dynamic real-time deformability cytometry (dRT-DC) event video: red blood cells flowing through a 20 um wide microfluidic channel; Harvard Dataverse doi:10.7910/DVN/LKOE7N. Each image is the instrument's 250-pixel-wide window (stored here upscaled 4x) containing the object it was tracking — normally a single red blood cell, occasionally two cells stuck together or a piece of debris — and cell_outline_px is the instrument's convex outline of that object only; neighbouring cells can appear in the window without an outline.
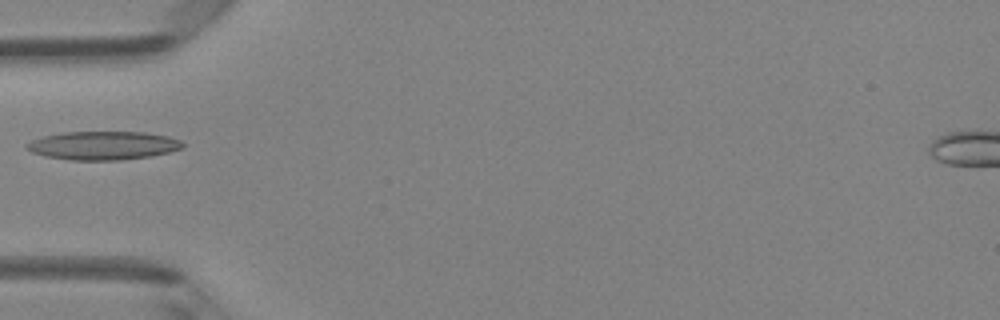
{"species": "Egyptian fruit bat (a non-hibernating species)", "species_latin": "Rousettus aegyptiacus", "temperature_condition": "room temperature", "stored_images_in_passage": 5, "camera_frame_rate_fps": 3000, "um_per_image_px": 0.085, "animal": {"sex": "female"}, "frame": {"image": 1, "passage_image": 5, "time_ms": 1.333, "image_size_px": [1000, 320], "cell_outline_px": [[184, 148], [152, 156], [120, 160], [68, 160], [44, 156], [32, 152], [24, 148], [24, 144], [32, 140], [44, 136], [64, 132], [144, 132], [168, 136], [180, 140], [184, 144]], "centroid_in_image_um": [8.75, 12.37], "position_along_channel_um": 76.3, "area_um2": 26.07}}